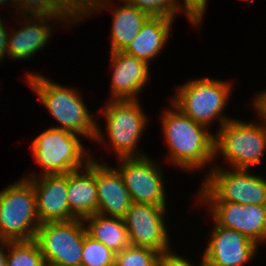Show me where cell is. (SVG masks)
<instances>
[{
    "instance_id": "e0dca14e",
    "label": "cell",
    "mask_w": 266,
    "mask_h": 266,
    "mask_svg": "<svg viewBox=\"0 0 266 266\" xmlns=\"http://www.w3.org/2000/svg\"><path fill=\"white\" fill-rule=\"evenodd\" d=\"M34 188L41 223L76 219L69 210L68 173L27 178Z\"/></svg>"
},
{
    "instance_id": "4fadbf2b",
    "label": "cell",
    "mask_w": 266,
    "mask_h": 266,
    "mask_svg": "<svg viewBox=\"0 0 266 266\" xmlns=\"http://www.w3.org/2000/svg\"><path fill=\"white\" fill-rule=\"evenodd\" d=\"M196 204L207 206L212 220L219 226L240 232L258 246L266 243V205H241L232 202H196Z\"/></svg>"
},
{
    "instance_id": "30bf717a",
    "label": "cell",
    "mask_w": 266,
    "mask_h": 266,
    "mask_svg": "<svg viewBox=\"0 0 266 266\" xmlns=\"http://www.w3.org/2000/svg\"><path fill=\"white\" fill-rule=\"evenodd\" d=\"M114 165L121 173L132 202L168 206L162 165L151 156L117 158Z\"/></svg>"
},
{
    "instance_id": "4dcf8cb0",
    "label": "cell",
    "mask_w": 266,
    "mask_h": 266,
    "mask_svg": "<svg viewBox=\"0 0 266 266\" xmlns=\"http://www.w3.org/2000/svg\"><path fill=\"white\" fill-rule=\"evenodd\" d=\"M2 20L3 19L0 17V62L1 61L4 62L7 57L9 58L7 46H8L9 30H11L8 29L10 27H7L6 24L4 23L5 19L3 21Z\"/></svg>"
},
{
    "instance_id": "d6a6232c",
    "label": "cell",
    "mask_w": 266,
    "mask_h": 266,
    "mask_svg": "<svg viewBox=\"0 0 266 266\" xmlns=\"http://www.w3.org/2000/svg\"><path fill=\"white\" fill-rule=\"evenodd\" d=\"M10 4V5H8V4ZM7 4V5H6ZM0 5L2 6V5H5V6H12V7H14V11L12 10V13L14 12H16V9H15V7H16V0H0Z\"/></svg>"
},
{
    "instance_id": "e575fe53",
    "label": "cell",
    "mask_w": 266,
    "mask_h": 266,
    "mask_svg": "<svg viewBox=\"0 0 266 266\" xmlns=\"http://www.w3.org/2000/svg\"><path fill=\"white\" fill-rule=\"evenodd\" d=\"M240 1L246 2L248 5L252 2V0H240Z\"/></svg>"
},
{
    "instance_id": "7402d4cb",
    "label": "cell",
    "mask_w": 266,
    "mask_h": 266,
    "mask_svg": "<svg viewBox=\"0 0 266 266\" xmlns=\"http://www.w3.org/2000/svg\"><path fill=\"white\" fill-rule=\"evenodd\" d=\"M45 263L34 239L8 241L6 266H45Z\"/></svg>"
},
{
    "instance_id": "4316f807",
    "label": "cell",
    "mask_w": 266,
    "mask_h": 266,
    "mask_svg": "<svg viewBox=\"0 0 266 266\" xmlns=\"http://www.w3.org/2000/svg\"><path fill=\"white\" fill-rule=\"evenodd\" d=\"M178 8V14L181 13L187 17L190 25L196 29L201 28L203 23L204 14L207 11L208 0H175Z\"/></svg>"
},
{
    "instance_id": "83f0119b",
    "label": "cell",
    "mask_w": 266,
    "mask_h": 266,
    "mask_svg": "<svg viewBox=\"0 0 266 266\" xmlns=\"http://www.w3.org/2000/svg\"><path fill=\"white\" fill-rule=\"evenodd\" d=\"M76 23L83 21L88 0H54Z\"/></svg>"
},
{
    "instance_id": "9c48e42d",
    "label": "cell",
    "mask_w": 266,
    "mask_h": 266,
    "mask_svg": "<svg viewBox=\"0 0 266 266\" xmlns=\"http://www.w3.org/2000/svg\"><path fill=\"white\" fill-rule=\"evenodd\" d=\"M86 234V227L81 219L44 222L39 225L34 240L46 262L63 266H81Z\"/></svg>"
},
{
    "instance_id": "ac0fdd59",
    "label": "cell",
    "mask_w": 266,
    "mask_h": 266,
    "mask_svg": "<svg viewBox=\"0 0 266 266\" xmlns=\"http://www.w3.org/2000/svg\"><path fill=\"white\" fill-rule=\"evenodd\" d=\"M95 179L98 197L97 213L124 218L132 200L121 173L115 166H107L95 158Z\"/></svg>"
},
{
    "instance_id": "f1b7e54d",
    "label": "cell",
    "mask_w": 266,
    "mask_h": 266,
    "mask_svg": "<svg viewBox=\"0 0 266 266\" xmlns=\"http://www.w3.org/2000/svg\"><path fill=\"white\" fill-rule=\"evenodd\" d=\"M200 266H205L204 261L201 260L199 262ZM198 265V266H199ZM157 266H196L193 265V262L188 260V257L185 258V256L178 255L173 250L160 254L157 262Z\"/></svg>"
},
{
    "instance_id": "484cf974",
    "label": "cell",
    "mask_w": 266,
    "mask_h": 266,
    "mask_svg": "<svg viewBox=\"0 0 266 266\" xmlns=\"http://www.w3.org/2000/svg\"><path fill=\"white\" fill-rule=\"evenodd\" d=\"M151 17L176 18L178 8L175 0H124Z\"/></svg>"
},
{
    "instance_id": "5b68a950",
    "label": "cell",
    "mask_w": 266,
    "mask_h": 266,
    "mask_svg": "<svg viewBox=\"0 0 266 266\" xmlns=\"http://www.w3.org/2000/svg\"><path fill=\"white\" fill-rule=\"evenodd\" d=\"M208 168L196 202H232L241 205H266V178L251 169L217 165Z\"/></svg>"
},
{
    "instance_id": "1f68e13d",
    "label": "cell",
    "mask_w": 266,
    "mask_h": 266,
    "mask_svg": "<svg viewBox=\"0 0 266 266\" xmlns=\"http://www.w3.org/2000/svg\"><path fill=\"white\" fill-rule=\"evenodd\" d=\"M7 250L8 241L0 240V266H6Z\"/></svg>"
},
{
    "instance_id": "44dd1931",
    "label": "cell",
    "mask_w": 266,
    "mask_h": 266,
    "mask_svg": "<svg viewBox=\"0 0 266 266\" xmlns=\"http://www.w3.org/2000/svg\"><path fill=\"white\" fill-rule=\"evenodd\" d=\"M87 234L100 241L115 253L130 246L128 231L123 218L91 215L84 220Z\"/></svg>"
},
{
    "instance_id": "3957f363",
    "label": "cell",
    "mask_w": 266,
    "mask_h": 266,
    "mask_svg": "<svg viewBox=\"0 0 266 266\" xmlns=\"http://www.w3.org/2000/svg\"><path fill=\"white\" fill-rule=\"evenodd\" d=\"M141 106L139 100H106L100 112L106 121L107 135H104L100 124H97L93 142H99L100 145L102 143L104 146L109 143L107 150L114 151L117 158L147 155L138 148L139 140L142 139L150 119ZM105 136L108 137L107 140Z\"/></svg>"
},
{
    "instance_id": "ffe728a7",
    "label": "cell",
    "mask_w": 266,
    "mask_h": 266,
    "mask_svg": "<svg viewBox=\"0 0 266 266\" xmlns=\"http://www.w3.org/2000/svg\"><path fill=\"white\" fill-rule=\"evenodd\" d=\"M174 20L150 16L142 25L138 35L123 51L150 65V61L158 57L168 44Z\"/></svg>"
},
{
    "instance_id": "8992f818",
    "label": "cell",
    "mask_w": 266,
    "mask_h": 266,
    "mask_svg": "<svg viewBox=\"0 0 266 266\" xmlns=\"http://www.w3.org/2000/svg\"><path fill=\"white\" fill-rule=\"evenodd\" d=\"M80 137L63 129L46 128L30 145L33 160L41 170L39 174L37 171V174L32 172L24 177L66 174L85 167L92 159V153L87 151Z\"/></svg>"
},
{
    "instance_id": "ba28073f",
    "label": "cell",
    "mask_w": 266,
    "mask_h": 266,
    "mask_svg": "<svg viewBox=\"0 0 266 266\" xmlns=\"http://www.w3.org/2000/svg\"><path fill=\"white\" fill-rule=\"evenodd\" d=\"M39 225L34 188L26 177L0 191V240H32Z\"/></svg>"
},
{
    "instance_id": "9a60e30c",
    "label": "cell",
    "mask_w": 266,
    "mask_h": 266,
    "mask_svg": "<svg viewBox=\"0 0 266 266\" xmlns=\"http://www.w3.org/2000/svg\"><path fill=\"white\" fill-rule=\"evenodd\" d=\"M109 53L112 71L109 100H139V93L150 82V65L124 51Z\"/></svg>"
},
{
    "instance_id": "6da1fadb",
    "label": "cell",
    "mask_w": 266,
    "mask_h": 266,
    "mask_svg": "<svg viewBox=\"0 0 266 266\" xmlns=\"http://www.w3.org/2000/svg\"><path fill=\"white\" fill-rule=\"evenodd\" d=\"M170 106L160 117L167 162L189 172L206 169L214 162V132L193 121L172 102Z\"/></svg>"
},
{
    "instance_id": "d4e9b609",
    "label": "cell",
    "mask_w": 266,
    "mask_h": 266,
    "mask_svg": "<svg viewBox=\"0 0 266 266\" xmlns=\"http://www.w3.org/2000/svg\"><path fill=\"white\" fill-rule=\"evenodd\" d=\"M16 11L18 16H69L54 0H16Z\"/></svg>"
},
{
    "instance_id": "8fae6325",
    "label": "cell",
    "mask_w": 266,
    "mask_h": 266,
    "mask_svg": "<svg viewBox=\"0 0 266 266\" xmlns=\"http://www.w3.org/2000/svg\"><path fill=\"white\" fill-rule=\"evenodd\" d=\"M167 208L148 203H131L123 218L131 245L148 247L161 254L172 250L166 224Z\"/></svg>"
},
{
    "instance_id": "2e32d148",
    "label": "cell",
    "mask_w": 266,
    "mask_h": 266,
    "mask_svg": "<svg viewBox=\"0 0 266 266\" xmlns=\"http://www.w3.org/2000/svg\"><path fill=\"white\" fill-rule=\"evenodd\" d=\"M122 5L112 4V0H88V6L83 18V22L89 18L109 10L112 16V26L110 37V52L123 51L138 35L142 25L150 17L147 13L138 10L124 0H120ZM113 6V7H112ZM95 13V14H94ZM94 14V15H93Z\"/></svg>"
},
{
    "instance_id": "7a4b0ae2",
    "label": "cell",
    "mask_w": 266,
    "mask_h": 266,
    "mask_svg": "<svg viewBox=\"0 0 266 266\" xmlns=\"http://www.w3.org/2000/svg\"><path fill=\"white\" fill-rule=\"evenodd\" d=\"M25 78L27 86L60 125L50 127L79 134L94 141L98 120L93 116V112L88 110L79 89L61 85L36 72L26 73Z\"/></svg>"
},
{
    "instance_id": "7c38bea8",
    "label": "cell",
    "mask_w": 266,
    "mask_h": 266,
    "mask_svg": "<svg viewBox=\"0 0 266 266\" xmlns=\"http://www.w3.org/2000/svg\"><path fill=\"white\" fill-rule=\"evenodd\" d=\"M20 18L22 25L19 24V29L9 32L7 46L9 60L26 61V59L30 60L33 56L35 57V54L40 53L41 49L46 47V43H49L48 40L51 38L56 24H60L59 26L65 25L64 28L77 25L70 16L19 15V18L17 16L15 19L20 20ZM52 21H54V24Z\"/></svg>"
},
{
    "instance_id": "836d02e7",
    "label": "cell",
    "mask_w": 266,
    "mask_h": 266,
    "mask_svg": "<svg viewBox=\"0 0 266 266\" xmlns=\"http://www.w3.org/2000/svg\"><path fill=\"white\" fill-rule=\"evenodd\" d=\"M45 266H63V265H58V264H55V263H52V262H46Z\"/></svg>"
},
{
    "instance_id": "f546056e",
    "label": "cell",
    "mask_w": 266,
    "mask_h": 266,
    "mask_svg": "<svg viewBox=\"0 0 266 266\" xmlns=\"http://www.w3.org/2000/svg\"><path fill=\"white\" fill-rule=\"evenodd\" d=\"M251 104L254 112L256 111L257 118H260V122L263 121L266 125V89L256 93Z\"/></svg>"
},
{
    "instance_id": "52a82bcc",
    "label": "cell",
    "mask_w": 266,
    "mask_h": 266,
    "mask_svg": "<svg viewBox=\"0 0 266 266\" xmlns=\"http://www.w3.org/2000/svg\"><path fill=\"white\" fill-rule=\"evenodd\" d=\"M257 122V123H256ZM233 118L214 134V162L224 158L231 168L251 169L266 154V125Z\"/></svg>"
},
{
    "instance_id": "603a6c76",
    "label": "cell",
    "mask_w": 266,
    "mask_h": 266,
    "mask_svg": "<svg viewBox=\"0 0 266 266\" xmlns=\"http://www.w3.org/2000/svg\"><path fill=\"white\" fill-rule=\"evenodd\" d=\"M116 253L100 241L84 236L81 266H115Z\"/></svg>"
},
{
    "instance_id": "277c9868",
    "label": "cell",
    "mask_w": 266,
    "mask_h": 266,
    "mask_svg": "<svg viewBox=\"0 0 266 266\" xmlns=\"http://www.w3.org/2000/svg\"><path fill=\"white\" fill-rule=\"evenodd\" d=\"M232 89V81L200 77L176 87L170 101L196 123L211 130L212 123L217 121L219 129L233 119L224 114Z\"/></svg>"
},
{
    "instance_id": "5bb4252c",
    "label": "cell",
    "mask_w": 266,
    "mask_h": 266,
    "mask_svg": "<svg viewBox=\"0 0 266 266\" xmlns=\"http://www.w3.org/2000/svg\"><path fill=\"white\" fill-rule=\"evenodd\" d=\"M202 260L205 266H244L257 255L258 245L240 232L214 221ZM208 243V244H207Z\"/></svg>"
},
{
    "instance_id": "cb8c5ba5",
    "label": "cell",
    "mask_w": 266,
    "mask_h": 266,
    "mask_svg": "<svg viewBox=\"0 0 266 266\" xmlns=\"http://www.w3.org/2000/svg\"><path fill=\"white\" fill-rule=\"evenodd\" d=\"M160 254L148 247L130 245L116 253L115 266H157Z\"/></svg>"
},
{
    "instance_id": "d6986e66",
    "label": "cell",
    "mask_w": 266,
    "mask_h": 266,
    "mask_svg": "<svg viewBox=\"0 0 266 266\" xmlns=\"http://www.w3.org/2000/svg\"><path fill=\"white\" fill-rule=\"evenodd\" d=\"M68 204L71 214L76 219L84 220L97 213L94 156L85 167L68 173Z\"/></svg>"
}]
</instances>
